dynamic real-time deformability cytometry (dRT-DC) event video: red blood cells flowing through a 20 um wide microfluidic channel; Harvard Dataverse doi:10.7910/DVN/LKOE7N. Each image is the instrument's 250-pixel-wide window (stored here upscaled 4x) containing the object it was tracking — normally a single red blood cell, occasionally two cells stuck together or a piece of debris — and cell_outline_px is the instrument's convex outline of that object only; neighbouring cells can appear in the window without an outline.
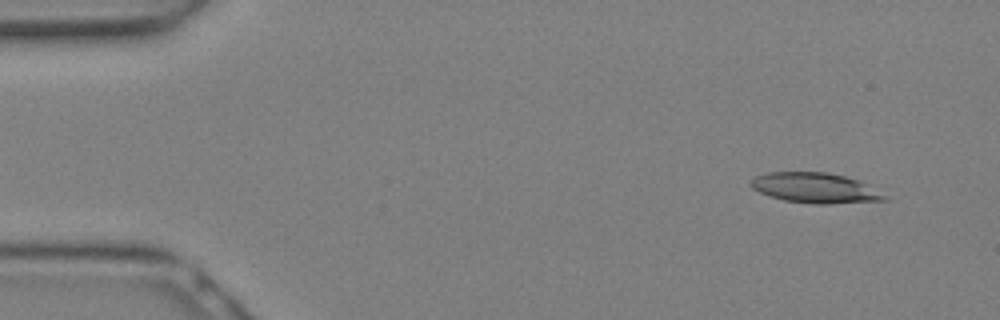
{"species": "Egyptian fruit bat (a non-hibernating species)", "species_latin": "Rousettus aegyptiacus", "temperature_condition": "warm", "stored_images_in_passage": 16, "camera_frame_rate_fps": 3000, "um_per_image_px": 0.085, "animal": {"sex": "female"}, "frame": {"image": 1, "passage_image": 3, "time_ms": 0.667, "image_size_px": [1000, 320], "cell_outline_px": [[888, 200], [828, 204], [816, 204], [784, 200], [768, 196], [752, 188], [748, 184], [756, 176], [768, 172], [824, 172], [844, 176], [860, 180], [884, 196]], "centroid_in_image_um": [69.23, 15.97], "position_along_channel_um": 15.8, "area_um2": 23.29}}
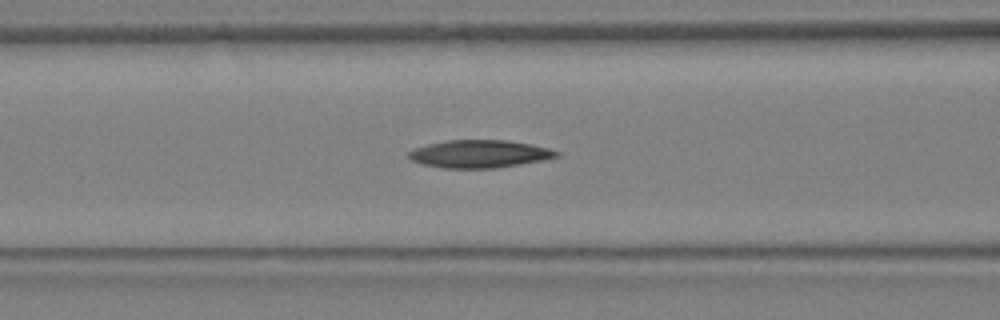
{"frame": {"image": 2, "passage_image": 12, "time_ms": 3.667, "image_size_px": [1000, 320], "cell_outline_px": [[560, 156], [544, 160], [496, 168], [444, 168], [424, 164], [412, 160], [408, 156], [408, 152], [416, 148], [428, 144], [448, 140], [504, 140], [532, 144], [548, 148], [560, 152]], "centroid_in_image_um": [40.8, 13.08], "position_along_channel_um": 125.8, "area_um2": 23.76}}
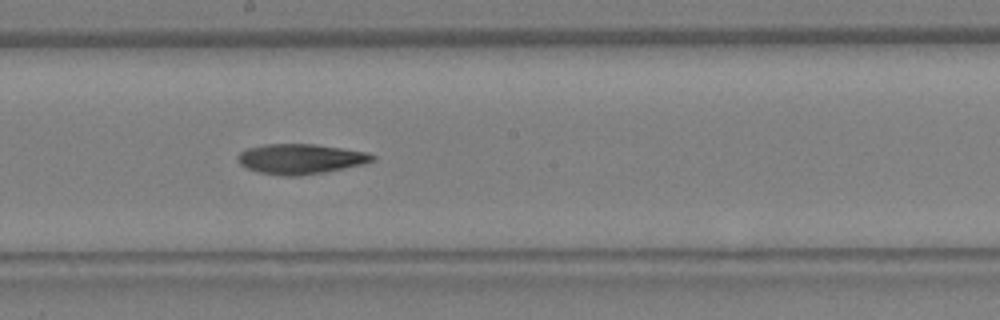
{"frame": {"image": 3, "passage_image": 16, "time_ms": 5.0, "image_size_px": [1000, 320], "cell_outline_px": [[376, 160], [364, 164], [324, 172], [300, 176], [284, 176], [260, 172], [248, 168], [240, 164], [236, 156], [240, 152], [248, 148], [264, 144], [316, 144], [368, 152], [376, 156]], "centroid_in_image_um": [25.58, 13.5], "position_along_channel_um": 222.6, "area_um2": 23.64}}